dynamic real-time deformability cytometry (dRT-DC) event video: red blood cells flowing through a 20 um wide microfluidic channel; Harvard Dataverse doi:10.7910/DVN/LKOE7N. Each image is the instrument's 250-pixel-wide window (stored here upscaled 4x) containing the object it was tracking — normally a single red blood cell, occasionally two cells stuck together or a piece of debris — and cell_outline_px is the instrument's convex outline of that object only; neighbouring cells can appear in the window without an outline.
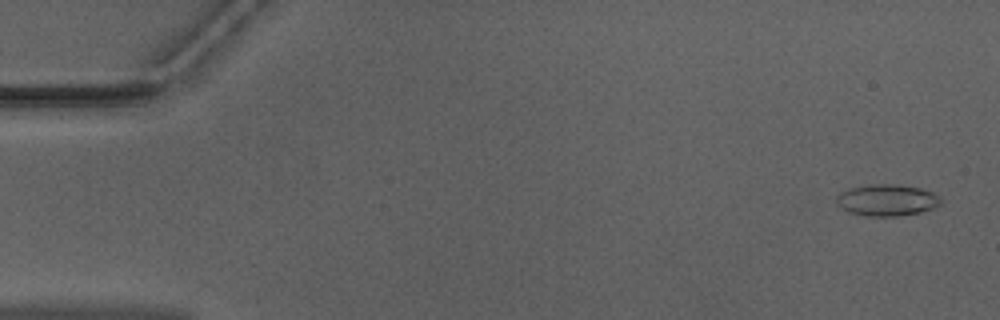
{"species": "Egyptian fruit bat (a non-hibernating species)", "species_latin": "Rousettus aegyptiacus", "temperature_condition": "warm", "stored_images_in_passage": 53, "segment_of_instrument_passage": [1, 2], "camera_frame_rate_fps": 3000, "um_per_image_px": 0.085, "animal": {"sex": "male"}, "frame": {"image": 1, "passage_image": 2, "time_ms": 0.333, "image_size_px": [1000, 320], "cell_outline_px": [[940, 204], [932, 208], [920, 212], [896, 216], [864, 216], [848, 212], [840, 208], [836, 204], [836, 196], [840, 192], [848, 188], [876, 184], [892, 184], [920, 188], [932, 192], [940, 196]], "centroid_in_image_um": [75.33, 17.02], "position_along_channel_um": 9.7, "area_um2": 19.19}}
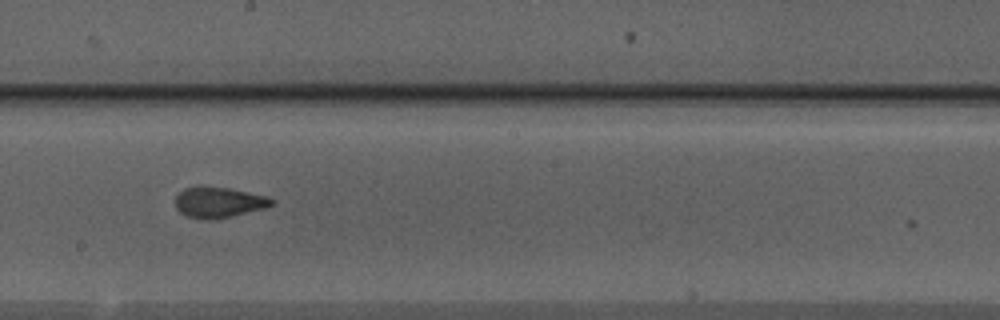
{"frame": {"image": 2, "passage_image": 29, "time_ms": 9.333, "image_size_px": [1000, 320], "cell_outline_px": [[276, 204], [264, 208], [216, 220], [200, 220], [188, 216], [180, 212], [176, 208], [176, 196], [184, 188], [200, 184], [228, 188], [268, 196], [276, 200]], "centroid_in_image_um": [18.6, 17.19], "position_along_channel_um": 229.6, "area_um2": 17.69}}
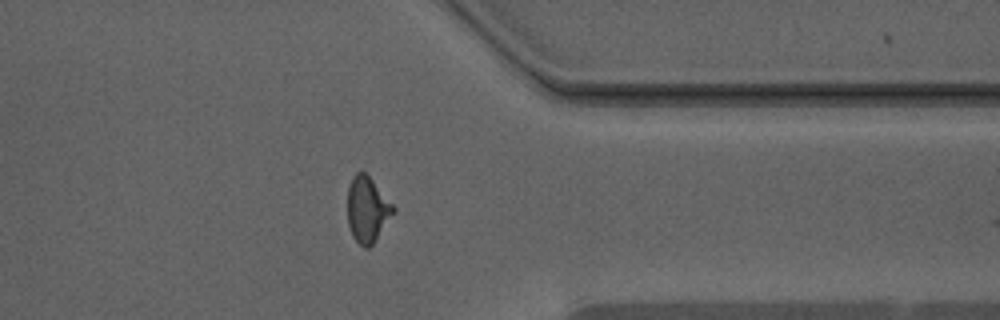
{"frame": {"image": 3, "passage_image": 41, "time_ms": 13.333, "image_size_px": [1000, 320], "cell_outline_px": [[396, 212], [372, 244], [368, 248], [364, 248], [352, 236], [348, 224], [348, 184], [352, 176], [356, 172], [364, 172], [372, 180], [396, 208]], "centroid_in_image_um": [31.22, 17.81], "position_along_channel_um": 380.2, "area_um2": 17.46}}